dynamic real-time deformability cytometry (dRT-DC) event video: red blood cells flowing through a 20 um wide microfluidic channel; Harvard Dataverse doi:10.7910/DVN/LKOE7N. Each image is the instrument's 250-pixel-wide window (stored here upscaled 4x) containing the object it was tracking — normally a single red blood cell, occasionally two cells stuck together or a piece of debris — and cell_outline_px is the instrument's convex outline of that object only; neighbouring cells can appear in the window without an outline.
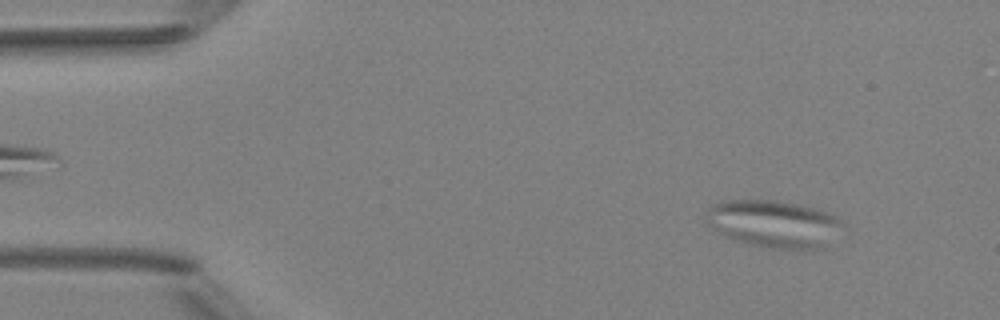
{"species": "Egyptian fruit bat (a non-hibernating species)", "species_latin": "Rousettus aegyptiacus", "temperature_condition": "room temperature", "stored_images_in_passage": 5, "segment_of_instrument_passage": [1, 2], "camera_frame_rate_fps": 3000, "um_per_image_px": 0.085, "animal": {"sex": "female"}, "frame": {"image": 1, "passage_image": 1, "time_ms": 0.0, "image_size_px": [1000, 320], "cell_outline_px": [[848, 224], [824, 248], [804, 252], [772, 248], [752, 244], [736, 240], [720, 232], [708, 224], [704, 220], [708, 208], [712, 204], [720, 200], [772, 200], [796, 204], [828, 212], [836, 216]], "centroid_in_image_um": [65.85, 19.05], "position_along_channel_um": 19.1, "area_um2": 38.32}}
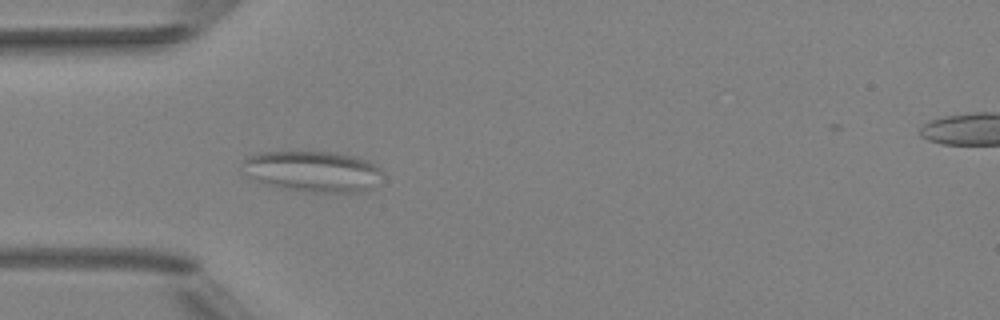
{"frame": {"image": 2, "passage_image": 4, "time_ms": 3.333, "image_size_px": [1000, 320], "cell_outline_px": [[384, 172], [372, 188], [356, 192], [300, 192], [260, 184], [248, 176], [244, 160], [248, 156], [260, 152], [336, 152], [356, 156], [380, 168]], "centroid_in_image_um": [26.58, 14.58], "position_along_channel_um": 58.4, "area_um2": 33.41}}